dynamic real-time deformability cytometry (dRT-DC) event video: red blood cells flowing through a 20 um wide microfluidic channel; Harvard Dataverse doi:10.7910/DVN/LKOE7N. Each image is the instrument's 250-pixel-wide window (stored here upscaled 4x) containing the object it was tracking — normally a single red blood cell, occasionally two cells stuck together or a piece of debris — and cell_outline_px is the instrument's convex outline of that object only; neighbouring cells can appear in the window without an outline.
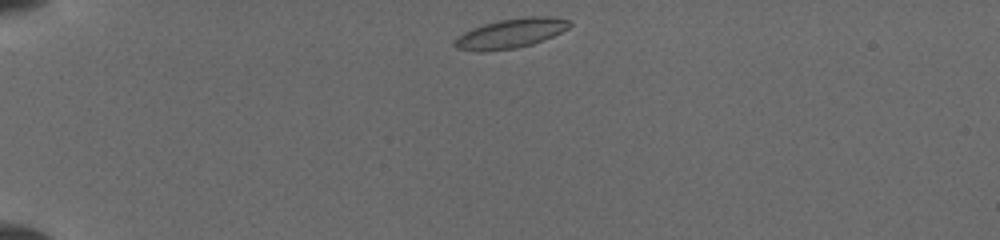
{"species": "common noctule bat (a hibernating species)", "species_latin": "Nyctalus noctula", "temperature_condition": "cold", "stored_images_in_passage": 13, "camera_frame_rate_fps": 3000, "um_per_image_px": 0.085, "animal": {"sex": "female", "body_mass_g": 19.5, "forearm_length_mm": 54.1}, "frame": {"image": 1, "passage_image": 1, "time_ms": 0.0, "image_size_px": [1000, 240], "cell_outline_px": [[572, 24], [568, 28], [552, 36], [532, 44], [516, 48], [480, 52], [456, 48], [452, 44], [464, 32], [472, 28], [484, 24], [500, 20], [524, 16], [552, 16], [568, 20]], "centroid_in_image_um": [43.42, 2.83], "position_along_channel_um": 41.6, "area_um2": 19.65}}
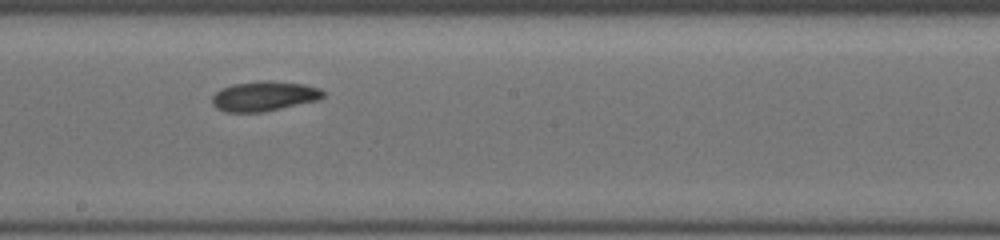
{"frame": {"image": 2, "passage_image": 7, "time_ms": 6.0, "image_size_px": [1000, 240], "cell_outline_px": [[324, 96], [320, 100], [260, 112], [224, 112], [216, 108], [212, 104], [212, 96], [220, 88], [232, 84], [260, 80], [272, 80], [304, 84], [320, 88], [324, 92]], "centroid_in_image_um": [22.44, 8.16], "position_along_channel_um": 225.8, "area_um2": 19.54}}
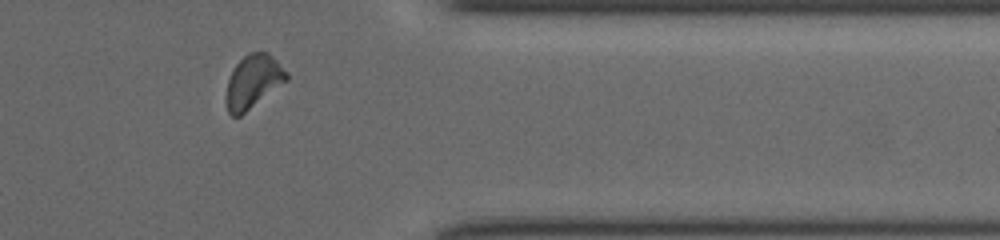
{"frame": {"image": 3, "passage_image": 11, "time_ms": 10.333, "image_size_px": [1000, 240], "cell_outline_px": [[288, 80], [240, 116], [232, 116], [228, 112], [224, 100], [224, 96], [228, 80], [236, 64], [248, 52], [268, 52], [288, 72]], "centroid_in_image_um": [21.5, 6.94], "position_along_channel_um": 389.9, "area_um2": 18.84}}